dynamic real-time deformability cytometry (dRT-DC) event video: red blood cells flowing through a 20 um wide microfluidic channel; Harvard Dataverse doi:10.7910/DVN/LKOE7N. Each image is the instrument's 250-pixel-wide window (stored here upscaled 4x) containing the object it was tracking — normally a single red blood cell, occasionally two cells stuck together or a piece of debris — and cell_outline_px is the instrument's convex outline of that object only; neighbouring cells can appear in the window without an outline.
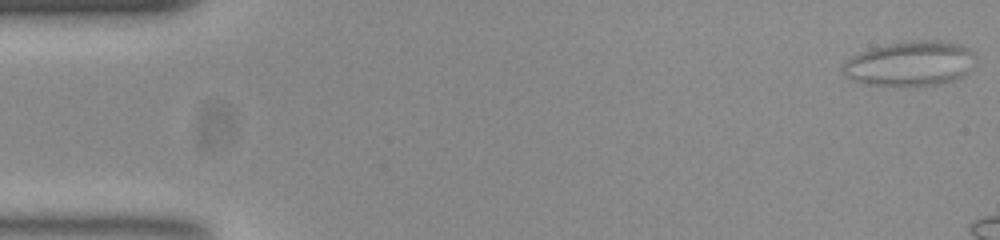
{"species": "common noctule bat (a hibernating species)", "species_latin": "Nyctalus noctula", "temperature_condition": "room temperature", "stored_images_in_passage": 16, "camera_frame_rate_fps": 3000, "um_per_image_px": 0.085, "animal": {"sex": "female", "body_mass_g": 23.0, "forearm_length_mm": 53.4}, "frame": {"image": 1, "passage_image": 1, "time_ms": 0.0, "image_size_px": [1000, 240], "cell_outline_px": [[968, 52], [964, 72], [960, 76], [952, 80], [936, 84], [864, 84], [848, 76], [840, 68], [840, 64], [852, 56], [872, 48], [892, 44], [920, 40], [936, 40], [952, 44], [964, 48]], "centroid_in_image_um": [77.16, 5.4], "position_along_channel_um": 7.8, "area_um2": 32.25}}